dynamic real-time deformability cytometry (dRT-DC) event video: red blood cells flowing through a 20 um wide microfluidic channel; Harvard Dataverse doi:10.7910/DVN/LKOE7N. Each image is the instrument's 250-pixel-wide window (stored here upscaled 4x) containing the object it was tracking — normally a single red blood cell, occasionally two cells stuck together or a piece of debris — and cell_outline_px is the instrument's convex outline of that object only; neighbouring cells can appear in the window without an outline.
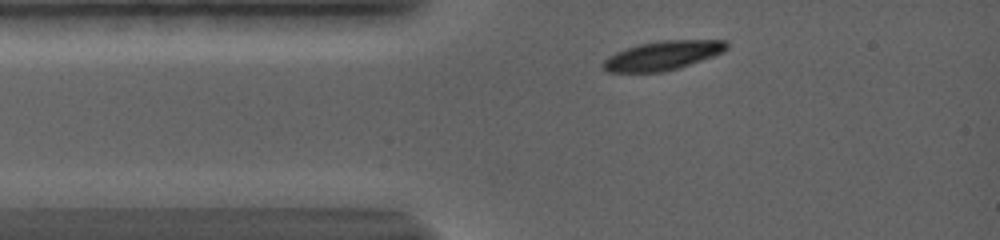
{"species": "common noctule bat (a hibernating species)", "species_latin": "Nyctalus noctula", "temperature_condition": "warm", "stored_images_in_passage": 25, "camera_frame_rate_fps": 5000, "um_per_image_px": 0.085, "animal": {"sex": "female", "body_mass_g": 19.0, "forearm_length_mm": 56.7}, "frame": {"image": 1, "passage_image": 4, "time_ms": 1.0, "image_size_px": [1000, 240], "cell_outline_px": [[728, 44], [720, 52], [676, 68], [656, 72], [612, 72], [604, 68], [604, 60], [608, 56], [624, 48], [636, 44], [660, 40], [728, 40]], "centroid_in_image_um": [56.25, 4.69], "position_along_channel_um": 28.8, "area_um2": 20.29}}
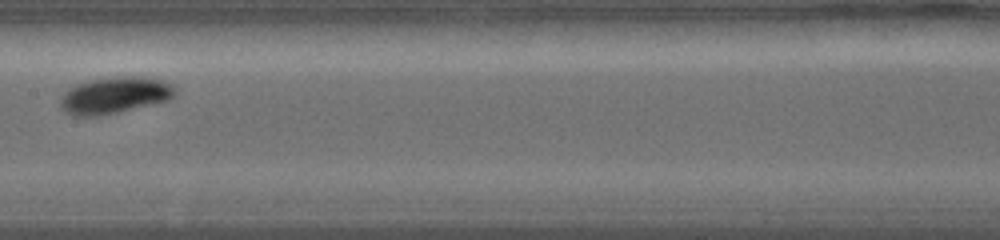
{"frame": {"image": 2, "passage_image": 15, "time_ms": 6.2, "image_size_px": [1000, 240], "cell_outline_px": [[176, 92], [168, 100], [116, 112], [96, 116], [72, 116], [64, 112], [60, 108], [60, 100], [64, 92], [68, 88], [92, 80], [112, 76], [144, 76], [160, 80], [176, 88]], "centroid_in_image_um": [9.69, 8.09], "position_along_channel_um": 197.7, "area_um2": 24.22}}
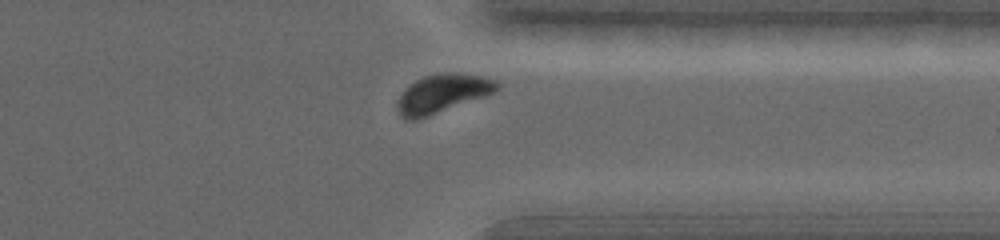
{"frame": {"image": 3, "passage_image": 23, "time_ms": 11.2, "image_size_px": [1000, 240], "cell_outline_px": [[500, 88], [496, 92], [428, 116], [416, 120], [404, 120], [400, 116], [396, 108], [396, 104], [400, 92], [408, 84], [424, 76], [456, 72], [480, 76], [496, 80], [500, 84]], "centroid_in_image_um": [37.56, 7.96], "position_along_channel_um": 373.8, "area_um2": 22.48}, "authors_computed_cell_mechanics": {"area_um2": 22.4264, "velocity_mm_per_s": 3.5295, "shape_relaxation_time_tau1_ms": 1.58, "shape_relaxation_time_tau2_ms": 11.2482, "deformation_change_tau1": 0.1084, "deformation_change_tau2": 0.0584}}